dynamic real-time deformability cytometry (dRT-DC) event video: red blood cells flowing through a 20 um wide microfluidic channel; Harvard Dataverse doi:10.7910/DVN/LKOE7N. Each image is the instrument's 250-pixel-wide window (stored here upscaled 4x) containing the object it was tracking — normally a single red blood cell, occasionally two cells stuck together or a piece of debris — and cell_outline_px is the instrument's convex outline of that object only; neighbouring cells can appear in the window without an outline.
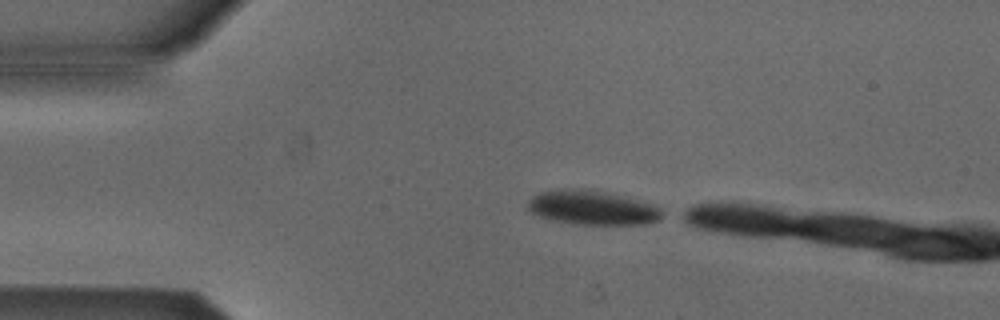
{"species": "Egyptian fruit bat (a non-hibernating species)", "species_latin": "Rousettus aegyptiacus", "temperature_condition": "cold", "stored_images_in_passage": 4, "camera_frame_rate_fps": 3000, "um_per_image_px": 0.085, "animal": {"sex": "male"}, "frame": {"image": 1, "passage_image": 1, "time_ms": 0.0, "image_size_px": [1000, 320], "cell_outline_px": [[660, 220], [644, 224], [576, 224], [552, 220], [536, 216], [528, 212], [524, 208], [528, 200], [532, 196], [540, 192], [564, 188], [588, 188], [652, 204], [660, 208]], "centroid_in_image_um": [50.21, 17.65], "position_along_channel_um": 34.8, "area_um2": 26.93}}